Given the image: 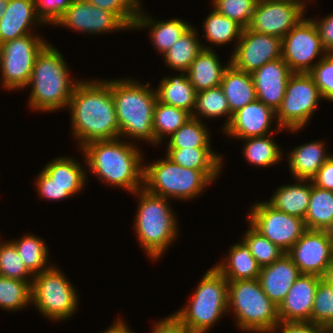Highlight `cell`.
I'll return each mask as SVG.
<instances>
[{
    "label": "cell",
    "instance_id": "obj_1",
    "mask_svg": "<svg viewBox=\"0 0 333 333\" xmlns=\"http://www.w3.org/2000/svg\"><path fill=\"white\" fill-rule=\"evenodd\" d=\"M67 109L71 113L72 136L78 140L79 148L93 141L120 138L111 79H80Z\"/></svg>",
    "mask_w": 333,
    "mask_h": 333
},
{
    "label": "cell",
    "instance_id": "obj_2",
    "mask_svg": "<svg viewBox=\"0 0 333 333\" xmlns=\"http://www.w3.org/2000/svg\"><path fill=\"white\" fill-rule=\"evenodd\" d=\"M132 142L122 138L93 141L80 148L86 172L103 184L116 186L133 194L143 188L144 155Z\"/></svg>",
    "mask_w": 333,
    "mask_h": 333
},
{
    "label": "cell",
    "instance_id": "obj_3",
    "mask_svg": "<svg viewBox=\"0 0 333 333\" xmlns=\"http://www.w3.org/2000/svg\"><path fill=\"white\" fill-rule=\"evenodd\" d=\"M62 53L47 43L37 54L27 87H31L28 106L33 111L55 112L67 108L73 89L80 80H74Z\"/></svg>",
    "mask_w": 333,
    "mask_h": 333
},
{
    "label": "cell",
    "instance_id": "obj_4",
    "mask_svg": "<svg viewBox=\"0 0 333 333\" xmlns=\"http://www.w3.org/2000/svg\"><path fill=\"white\" fill-rule=\"evenodd\" d=\"M111 92L120 129V138L142 140L156 146L153 113L156 89L135 79H111Z\"/></svg>",
    "mask_w": 333,
    "mask_h": 333
},
{
    "label": "cell",
    "instance_id": "obj_5",
    "mask_svg": "<svg viewBox=\"0 0 333 333\" xmlns=\"http://www.w3.org/2000/svg\"><path fill=\"white\" fill-rule=\"evenodd\" d=\"M132 195L139 201L133 222L136 237L148 258L158 261L179 236L176 213L169 199L151 194L144 188Z\"/></svg>",
    "mask_w": 333,
    "mask_h": 333
},
{
    "label": "cell",
    "instance_id": "obj_6",
    "mask_svg": "<svg viewBox=\"0 0 333 333\" xmlns=\"http://www.w3.org/2000/svg\"><path fill=\"white\" fill-rule=\"evenodd\" d=\"M221 171H200L179 166L167 156L144 162L143 188L154 195L179 201L193 200L214 183Z\"/></svg>",
    "mask_w": 333,
    "mask_h": 333
},
{
    "label": "cell",
    "instance_id": "obj_7",
    "mask_svg": "<svg viewBox=\"0 0 333 333\" xmlns=\"http://www.w3.org/2000/svg\"><path fill=\"white\" fill-rule=\"evenodd\" d=\"M185 307L172 313L189 333H207L228 313V281L212 267L204 273Z\"/></svg>",
    "mask_w": 333,
    "mask_h": 333
},
{
    "label": "cell",
    "instance_id": "obj_8",
    "mask_svg": "<svg viewBox=\"0 0 333 333\" xmlns=\"http://www.w3.org/2000/svg\"><path fill=\"white\" fill-rule=\"evenodd\" d=\"M243 332L272 333L280 322L278 306L264 293L258 279L228 281V313Z\"/></svg>",
    "mask_w": 333,
    "mask_h": 333
},
{
    "label": "cell",
    "instance_id": "obj_9",
    "mask_svg": "<svg viewBox=\"0 0 333 333\" xmlns=\"http://www.w3.org/2000/svg\"><path fill=\"white\" fill-rule=\"evenodd\" d=\"M77 290L56 266L34 274L31 284V304L43 317L52 321L70 319L78 310Z\"/></svg>",
    "mask_w": 333,
    "mask_h": 333
},
{
    "label": "cell",
    "instance_id": "obj_10",
    "mask_svg": "<svg viewBox=\"0 0 333 333\" xmlns=\"http://www.w3.org/2000/svg\"><path fill=\"white\" fill-rule=\"evenodd\" d=\"M321 100L318 87L308 73H292L284 98L276 111V125L282 130L297 133L307 126Z\"/></svg>",
    "mask_w": 333,
    "mask_h": 333
},
{
    "label": "cell",
    "instance_id": "obj_11",
    "mask_svg": "<svg viewBox=\"0 0 333 333\" xmlns=\"http://www.w3.org/2000/svg\"><path fill=\"white\" fill-rule=\"evenodd\" d=\"M48 43L44 37L28 34L0 44L1 86L21 90L29 83L37 54Z\"/></svg>",
    "mask_w": 333,
    "mask_h": 333
},
{
    "label": "cell",
    "instance_id": "obj_12",
    "mask_svg": "<svg viewBox=\"0 0 333 333\" xmlns=\"http://www.w3.org/2000/svg\"><path fill=\"white\" fill-rule=\"evenodd\" d=\"M327 53L311 17L302 18L282 38V58L292 73H308Z\"/></svg>",
    "mask_w": 333,
    "mask_h": 333
},
{
    "label": "cell",
    "instance_id": "obj_13",
    "mask_svg": "<svg viewBox=\"0 0 333 333\" xmlns=\"http://www.w3.org/2000/svg\"><path fill=\"white\" fill-rule=\"evenodd\" d=\"M250 208L247 221L285 253L308 230L303 219L276 210L264 200Z\"/></svg>",
    "mask_w": 333,
    "mask_h": 333
},
{
    "label": "cell",
    "instance_id": "obj_14",
    "mask_svg": "<svg viewBox=\"0 0 333 333\" xmlns=\"http://www.w3.org/2000/svg\"><path fill=\"white\" fill-rule=\"evenodd\" d=\"M230 55V63L238 70L252 73L264 64L282 57V39L252 31L242 30L241 38Z\"/></svg>",
    "mask_w": 333,
    "mask_h": 333
},
{
    "label": "cell",
    "instance_id": "obj_15",
    "mask_svg": "<svg viewBox=\"0 0 333 333\" xmlns=\"http://www.w3.org/2000/svg\"><path fill=\"white\" fill-rule=\"evenodd\" d=\"M286 254L300 274L322 277L333 260L330 231L307 230Z\"/></svg>",
    "mask_w": 333,
    "mask_h": 333
},
{
    "label": "cell",
    "instance_id": "obj_16",
    "mask_svg": "<svg viewBox=\"0 0 333 333\" xmlns=\"http://www.w3.org/2000/svg\"><path fill=\"white\" fill-rule=\"evenodd\" d=\"M306 12L300 4L279 0H257L249 28L282 39L305 17Z\"/></svg>",
    "mask_w": 333,
    "mask_h": 333
},
{
    "label": "cell",
    "instance_id": "obj_17",
    "mask_svg": "<svg viewBox=\"0 0 333 333\" xmlns=\"http://www.w3.org/2000/svg\"><path fill=\"white\" fill-rule=\"evenodd\" d=\"M55 25L93 35L129 29L114 13L98 8L89 1L73 2Z\"/></svg>",
    "mask_w": 333,
    "mask_h": 333
},
{
    "label": "cell",
    "instance_id": "obj_18",
    "mask_svg": "<svg viewBox=\"0 0 333 333\" xmlns=\"http://www.w3.org/2000/svg\"><path fill=\"white\" fill-rule=\"evenodd\" d=\"M273 120L277 121L276 112L263 102L255 100L235 112L223 132L236 140L281 133L282 128L278 125L271 129Z\"/></svg>",
    "mask_w": 333,
    "mask_h": 333
},
{
    "label": "cell",
    "instance_id": "obj_19",
    "mask_svg": "<svg viewBox=\"0 0 333 333\" xmlns=\"http://www.w3.org/2000/svg\"><path fill=\"white\" fill-rule=\"evenodd\" d=\"M322 277L300 274L278 306L280 322H311L315 291Z\"/></svg>",
    "mask_w": 333,
    "mask_h": 333
},
{
    "label": "cell",
    "instance_id": "obj_20",
    "mask_svg": "<svg viewBox=\"0 0 333 333\" xmlns=\"http://www.w3.org/2000/svg\"><path fill=\"white\" fill-rule=\"evenodd\" d=\"M291 75L292 72L282 57L252 72L257 100L276 112L284 98L286 85Z\"/></svg>",
    "mask_w": 333,
    "mask_h": 333
},
{
    "label": "cell",
    "instance_id": "obj_21",
    "mask_svg": "<svg viewBox=\"0 0 333 333\" xmlns=\"http://www.w3.org/2000/svg\"><path fill=\"white\" fill-rule=\"evenodd\" d=\"M299 275L298 267L285 253L272 264L261 267L258 280L268 298L279 306Z\"/></svg>",
    "mask_w": 333,
    "mask_h": 333
},
{
    "label": "cell",
    "instance_id": "obj_22",
    "mask_svg": "<svg viewBox=\"0 0 333 333\" xmlns=\"http://www.w3.org/2000/svg\"><path fill=\"white\" fill-rule=\"evenodd\" d=\"M39 24L45 25L36 13L34 0H9L0 19V44L34 34L31 29Z\"/></svg>",
    "mask_w": 333,
    "mask_h": 333
},
{
    "label": "cell",
    "instance_id": "obj_23",
    "mask_svg": "<svg viewBox=\"0 0 333 333\" xmlns=\"http://www.w3.org/2000/svg\"><path fill=\"white\" fill-rule=\"evenodd\" d=\"M144 6L139 11L133 29L141 30L148 28L152 45L162 56L172 45L192 27V24L179 18L168 20H154L144 12ZM147 15V16H146Z\"/></svg>",
    "mask_w": 333,
    "mask_h": 333
},
{
    "label": "cell",
    "instance_id": "obj_24",
    "mask_svg": "<svg viewBox=\"0 0 333 333\" xmlns=\"http://www.w3.org/2000/svg\"><path fill=\"white\" fill-rule=\"evenodd\" d=\"M326 152L325 142L321 139L298 145L287 155L289 172L294 179L312 180L332 156Z\"/></svg>",
    "mask_w": 333,
    "mask_h": 333
},
{
    "label": "cell",
    "instance_id": "obj_25",
    "mask_svg": "<svg viewBox=\"0 0 333 333\" xmlns=\"http://www.w3.org/2000/svg\"><path fill=\"white\" fill-rule=\"evenodd\" d=\"M295 180L296 182L293 184L286 183V185L276 188L272 197L266 202L276 210L304 220L310 201L312 181Z\"/></svg>",
    "mask_w": 333,
    "mask_h": 333
},
{
    "label": "cell",
    "instance_id": "obj_26",
    "mask_svg": "<svg viewBox=\"0 0 333 333\" xmlns=\"http://www.w3.org/2000/svg\"><path fill=\"white\" fill-rule=\"evenodd\" d=\"M227 281L258 279L261 266L241 239L229 248L228 256L214 266Z\"/></svg>",
    "mask_w": 333,
    "mask_h": 333
},
{
    "label": "cell",
    "instance_id": "obj_27",
    "mask_svg": "<svg viewBox=\"0 0 333 333\" xmlns=\"http://www.w3.org/2000/svg\"><path fill=\"white\" fill-rule=\"evenodd\" d=\"M220 86L232 115L247 104L257 100L251 73L238 70L231 63L223 73Z\"/></svg>",
    "mask_w": 333,
    "mask_h": 333
},
{
    "label": "cell",
    "instance_id": "obj_28",
    "mask_svg": "<svg viewBox=\"0 0 333 333\" xmlns=\"http://www.w3.org/2000/svg\"><path fill=\"white\" fill-rule=\"evenodd\" d=\"M213 49H202L187 70V77L196 92L220 86L225 69L230 64V59L224 66Z\"/></svg>",
    "mask_w": 333,
    "mask_h": 333
},
{
    "label": "cell",
    "instance_id": "obj_29",
    "mask_svg": "<svg viewBox=\"0 0 333 333\" xmlns=\"http://www.w3.org/2000/svg\"><path fill=\"white\" fill-rule=\"evenodd\" d=\"M85 167L75 158L60 156L52 159L42 170L59 187L64 188L71 196H76L88 183Z\"/></svg>",
    "mask_w": 333,
    "mask_h": 333
},
{
    "label": "cell",
    "instance_id": "obj_30",
    "mask_svg": "<svg viewBox=\"0 0 333 333\" xmlns=\"http://www.w3.org/2000/svg\"><path fill=\"white\" fill-rule=\"evenodd\" d=\"M157 100L163 104L186 110L192 115L196 101V90L186 72L160 80L156 88Z\"/></svg>",
    "mask_w": 333,
    "mask_h": 333
},
{
    "label": "cell",
    "instance_id": "obj_31",
    "mask_svg": "<svg viewBox=\"0 0 333 333\" xmlns=\"http://www.w3.org/2000/svg\"><path fill=\"white\" fill-rule=\"evenodd\" d=\"M198 36L193 25L164 53L162 58L165 65L172 71L187 72L202 49H213L211 45L205 46L206 44H203Z\"/></svg>",
    "mask_w": 333,
    "mask_h": 333
},
{
    "label": "cell",
    "instance_id": "obj_32",
    "mask_svg": "<svg viewBox=\"0 0 333 333\" xmlns=\"http://www.w3.org/2000/svg\"><path fill=\"white\" fill-rule=\"evenodd\" d=\"M304 221L308 230L330 231L333 228V191L319 188L312 182Z\"/></svg>",
    "mask_w": 333,
    "mask_h": 333
},
{
    "label": "cell",
    "instance_id": "obj_33",
    "mask_svg": "<svg viewBox=\"0 0 333 333\" xmlns=\"http://www.w3.org/2000/svg\"><path fill=\"white\" fill-rule=\"evenodd\" d=\"M166 155L174 163L187 169L222 171L223 155L211 148H167Z\"/></svg>",
    "mask_w": 333,
    "mask_h": 333
},
{
    "label": "cell",
    "instance_id": "obj_34",
    "mask_svg": "<svg viewBox=\"0 0 333 333\" xmlns=\"http://www.w3.org/2000/svg\"><path fill=\"white\" fill-rule=\"evenodd\" d=\"M278 133L267 136L249 137L240 139L244 141L243 155L251 166L270 167L282 161L283 151L274 140ZM275 141V142H274Z\"/></svg>",
    "mask_w": 333,
    "mask_h": 333
},
{
    "label": "cell",
    "instance_id": "obj_35",
    "mask_svg": "<svg viewBox=\"0 0 333 333\" xmlns=\"http://www.w3.org/2000/svg\"><path fill=\"white\" fill-rule=\"evenodd\" d=\"M191 116L200 121L205 117L207 119L227 117L222 128L224 130L231 122L233 115L221 86L197 92L195 107Z\"/></svg>",
    "mask_w": 333,
    "mask_h": 333
},
{
    "label": "cell",
    "instance_id": "obj_36",
    "mask_svg": "<svg viewBox=\"0 0 333 333\" xmlns=\"http://www.w3.org/2000/svg\"><path fill=\"white\" fill-rule=\"evenodd\" d=\"M203 29L205 33L202 35L205 39L212 46L217 47L232 44V42H235L236 46L243 30L238 23L218 13L214 8L203 21Z\"/></svg>",
    "mask_w": 333,
    "mask_h": 333
},
{
    "label": "cell",
    "instance_id": "obj_37",
    "mask_svg": "<svg viewBox=\"0 0 333 333\" xmlns=\"http://www.w3.org/2000/svg\"><path fill=\"white\" fill-rule=\"evenodd\" d=\"M11 241L14 243L21 260L33 274L51 267L52 263L49 264L50 257H48L50 255L49 248L40 236L29 233Z\"/></svg>",
    "mask_w": 333,
    "mask_h": 333
},
{
    "label": "cell",
    "instance_id": "obj_38",
    "mask_svg": "<svg viewBox=\"0 0 333 333\" xmlns=\"http://www.w3.org/2000/svg\"><path fill=\"white\" fill-rule=\"evenodd\" d=\"M190 118L191 114L186 110L166 105L156 101L153 113V131L156 146L162 144L163 139L170 137Z\"/></svg>",
    "mask_w": 333,
    "mask_h": 333
},
{
    "label": "cell",
    "instance_id": "obj_39",
    "mask_svg": "<svg viewBox=\"0 0 333 333\" xmlns=\"http://www.w3.org/2000/svg\"><path fill=\"white\" fill-rule=\"evenodd\" d=\"M203 122L190 118L168 138L166 148H212L210 131Z\"/></svg>",
    "mask_w": 333,
    "mask_h": 333
},
{
    "label": "cell",
    "instance_id": "obj_40",
    "mask_svg": "<svg viewBox=\"0 0 333 333\" xmlns=\"http://www.w3.org/2000/svg\"><path fill=\"white\" fill-rule=\"evenodd\" d=\"M31 304V285L27 281L0 276V308L20 311Z\"/></svg>",
    "mask_w": 333,
    "mask_h": 333
},
{
    "label": "cell",
    "instance_id": "obj_41",
    "mask_svg": "<svg viewBox=\"0 0 333 333\" xmlns=\"http://www.w3.org/2000/svg\"><path fill=\"white\" fill-rule=\"evenodd\" d=\"M248 230L244 232L242 240L247 244L252 256L263 267L280 259L285 252L258 232L249 222Z\"/></svg>",
    "mask_w": 333,
    "mask_h": 333
},
{
    "label": "cell",
    "instance_id": "obj_42",
    "mask_svg": "<svg viewBox=\"0 0 333 333\" xmlns=\"http://www.w3.org/2000/svg\"><path fill=\"white\" fill-rule=\"evenodd\" d=\"M0 276L32 284L34 274L21 260L11 239L0 241Z\"/></svg>",
    "mask_w": 333,
    "mask_h": 333
},
{
    "label": "cell",
    "instance_id": "obj_43",
    "mask_svg": "<svg viewBox=\"0 0 333 333\" xmlns=\"http://www.w3.org/2000/svg\"><path fill=\"white\" fill-rule=\"evenodd\" d=\"M311 322L333 333V287L322 279L315 291Z\"/></svg>",
    "mask_w": 333,
    "mask_h": 333
},
{
    "label": "cell",
    "instance_id": "obj_44",
    "mask_svg": "<svg viewBox=\"0 0 333 333\" xmlns=\"http://www.w3.org/2000/svg\"><path fill=\"white\" fill-rule=\"evenodd\" d=\"M211 6L220 14L229 17L243 29L248 28L257 0H211Z\"/></svg>",
    "mask_w": 333,
    "mask_h": 333
},
{
    "label": "cell",
    "instance_id": "obj_45",
    "mask_svg": "<svg viewBox=\"0 0 333 333\" xmlns=\"http://www.w3.org/2000/svg\"><path fill=\"white\" fill-rule=\"evenodd\" d=\"M92 5L114 13L128 28L133 30L142 8L141 0H89Z\"/></svg>",
    "mask_w": 333,
    "mask_h": 333
},
{
    "label": "cell",
    "instance_id": "obj_46",
    "mask_svg": "<svg viewBox=\"0 0 333 333\" xmlns=\"http://www.w3.org/2000/svg\"><path fill=\"white\" fill-rule=\"evenodd\" d=\"M315 82L322 99L333 102V53H327L308 72Z\"/></svg>",
    "mask_w": 333,
    "mask_h": 333
},
{
    "label": "cell",
    "instance_id": "obj_47",
    "mask_svg": "<svg viewBox=\"0 0 333 333\" xmlns=\"http://www.w3.org/2000/svg\"><path fill=\"white\" fill-rule=\"evenodd\" d=\"M36 13L47 26L54 25L65 10L73 3L72 0H34Z\"/></svg>",
    "mask_w": 333,
    "mask_h": 333
},
{
    "label": "cell",
    "instance_id": "obj_48",
    "mask_svg": "<svg viewBox=\"0 0 333 333\" xmlns=\"http://www.w3.org/2000/svg\"><path fill=\"white\" fill-rule=\"evenodd\" d=\"M36 191L40 197L46 200L60 201L63 199H68L72 196L64 190V188L59 187L53 180L41 170L37 175L36 181Z\"/></svg>",
    "mask_w": 333,
    "mask_h": 333
},
{
    "label": "cell",
    "instance_id": "obj_49",
    "mask_svg": "<svg viewBox=\"0 0 333 333\" xmlns=\"http://www.w3.org/2000/svg\"><path fill=\"white\" fill-rule=\"evenodd\" d=\"M329 333L324 327L312 322H279L272 333Z\"/></svg>",
    "mask_w": 333,
    "mask_h": 333
},
{
    "label": "cell",
    "instance_id": "obj_50",
    "mask_svg": "<svg viewBox=\"0 0 333 333\" xmlns=\"http://www.w3.org/2000/svg\"><path fill=\"white\" fill-rule=\"evenodd\" d=\"M312 20L318 28L324 49L328 53H333V13L324 16L321 20L317 18H312Z\"/></svg>",
    "mask_w": 333,
    "mask_h": 333
},
{
    "label": "cell",
    "instance_id": "obj_51",
    "mask_svg": "<svg viewBox=\"0 0 333 333\" xmlns=\"http://www.w3.org/2000/svg\"><path fill=\"white\" fill-rule=\"evenodd\" d=\"M311 181L319 188L333 191V155L323 164Z\"/></svg>",
    "mask_w": 333,
    "mask_h": 333
},
{
    "label": "cell",
    "instance_id": "obj_52",
    "mask_svg": "<svg viewBox=\"0 0 333 333\" xmlns=\"http://www.w3.org/2000/svg\"><path fill=\"white\" fill-rule=\"evenodd\" d=\"M152 327L150 333H189L172 313L156 323L154 322Z\"/></svg>",
    "mask_w": 333,
    "mask_h": 333
},
{
    "label": "cell",
    "instance_id": "obj_53",
    "mask_svg": "<svg viewBox=\"0 0 333 333\" xmlns=\"http://www.w3.org/2000/svg\"><path fill=\"white\" fill-rule=\"evenodd\" d=\"M122 318L116 319L110 327L106 328L103 332L100 333H135L130 327L124 322Z\"/></svg>",
    "mask_w": 333,
    "mask_h": 333
},
{
    "label": "cell",
    "instance_id": "obj_54",
    "mask_svg": "<svg viewBox=\"0 0 333 333\" xmlns=\"http://www.w3.org/2000/svg\"><path fill=\"white\" fill-rule=\"evenodd\" d=\"M322 280L325 281L328 285L333 287V260L326 268Z\"/></svg>",
    "mask_w": 333,
    "mask_h": 333
},
{
    "label": "cell",
    "instance_id": "obj_55",
    "mask_svg": "<svg viewBox=\"0 0 333 333\" xmlns=\"http://www.w3.org/2000/svg\"><path fill=\"white\" fill-rule=\"evenodd\" d=\"M279 1H287V2H291V3H295V4H300L305 10H306V8H308V7H306V5H307V0H279ZM310 2L312 1V0H309Z\"/></svg>",
    "mask_w": 333,
    "mask_h": 333
},
{
    "label": "cell",
    "instance_id": "obj_56",
    "mask_svg": "<svg viewBox=\"0 0 333 333\" xmlns=\"http://www.w3.org/2000/svg\"><path fill=\"white\" fill-rule=\"evenodd\" d=\"M9 0H0V19L8 5Z\"/></svg>",
    "mask_w": 333,
    "mask_h": 333
},
{
    "label": "cell",
    "instance_id": "obj_57",
    "mask_svg": "<svg viewBox=\"0 0 333 333\" xmlns=\"http://www.w3.org/2000/svg\"><path fill=\"white\" fill-rule=\"evenodd\" d=\"M330 234H331V238H332V242H333V228L330 230Z\"/></svg>",
    "mask_w": 333,
    "mask_h": 333
},
{
    "label": "cell",
    "instance_id": "obj_58",
    "mask_svg": "<svg viewBox=\"0 0 333 333\" xmlns=\"http://www.w3.org/2000/svg\"><path fill=\"white\" fill-rule=\"evenodd\" d=\"M73 2L89 1V0H72Z\"/></svg>",
    "mask_w": 333,
    "mask_h": 333
}]
</instances>
